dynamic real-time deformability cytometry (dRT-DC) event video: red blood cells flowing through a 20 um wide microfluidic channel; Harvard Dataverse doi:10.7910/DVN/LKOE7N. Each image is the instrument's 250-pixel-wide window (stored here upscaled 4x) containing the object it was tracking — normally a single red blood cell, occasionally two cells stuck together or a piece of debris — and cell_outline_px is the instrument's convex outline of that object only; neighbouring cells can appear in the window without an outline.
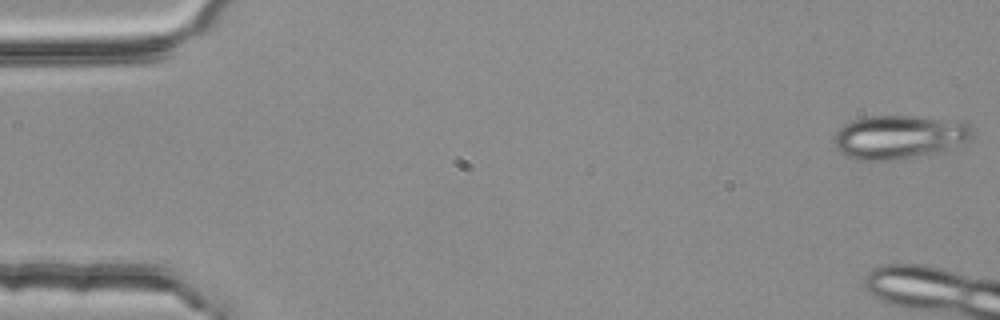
{"species": "common noctule bat (a hibernating species)", "species_latin": "Nyctalus noctula", "temperature_condition": "room temperature", "stored_images_in_passage": 7, "camera_frame_rate_fps": 3000, "um_per_image_px": 0.085, "animal": {"sex": "female", "body_mass_g": 25.1}, "frame": {"image": 1, "passage_image": 1, "time_ms": 0.0, "image_size_px": [1000, 320], "cell_outline_px": [[976, 132], [964, 140], [948, 148], [936, 152], [888, 160], [856, 160], [840, 152], [836, 148], [832, 140], [836, 132], [844, 124], [852, 120], [868, 116], [916, 116], [968, 120], [972, 124]], "centroid_in_image_um": [76.44, 11.6], "position_along_channel_um": 8.6, "area_um2": 35.26}}